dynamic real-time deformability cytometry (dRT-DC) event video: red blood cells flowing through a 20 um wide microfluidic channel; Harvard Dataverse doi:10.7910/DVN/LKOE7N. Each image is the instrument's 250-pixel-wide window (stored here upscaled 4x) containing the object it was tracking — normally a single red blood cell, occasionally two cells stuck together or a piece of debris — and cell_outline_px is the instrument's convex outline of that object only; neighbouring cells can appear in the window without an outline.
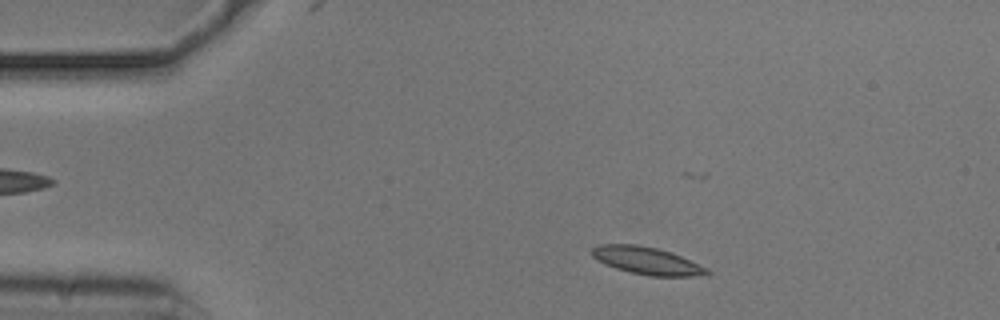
{"species": "common noctule bat (a hibernating species)", "species_latin": "Nyctalus noctula", "temperature_condition": "cold", "stored_images_in_passage": 49, "camera_frame_rate_fps": 3000, "um_per_image_px": 0.085, "animal": {"sex": "male", "body_mass_g": 20.5, "forearm_length_mm": 52.5}, "frame": {"image": 1, "passage_image": 5, "time_ms": 1.333, "image_size_px": [1000, 320], "cell_outline_px": [[712, 272], [708, 276], [648, 276], [616, 268], [596, 260], [592, 256], [592, 248], [600, 244], [636, 244], [656, 248], [680, 256], [708, 268]], "centroid_in_image_um": [55.01, 22.17], "position_along_channel_um": 30.0, "area_um2": 18.32}}
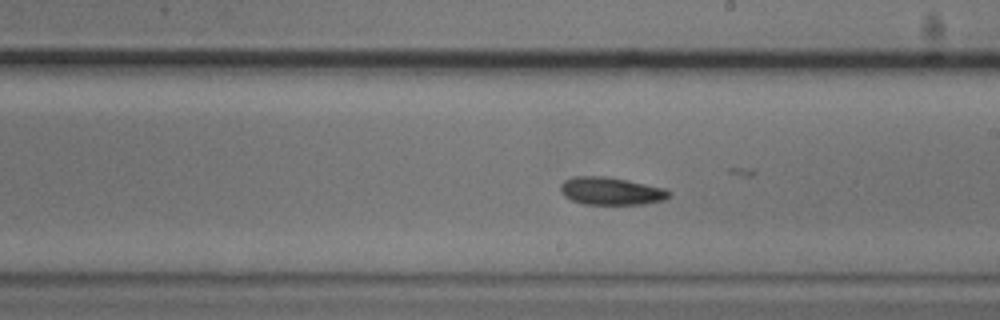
{"frame": {"image": 2, "passage_image": 26, "time_ms": 8.333, "image_size_px": [1000, 320], "cell_outline_px": [[672, 192], [664, 200], [644, 204], [584, 204], [572, 200], [564, 196], [560, 192], [560, 184], [564, 180], [572, 176], [608, 176], [628, 180], [664, 188]], "centroid_in_image_um": [51.91, 16.23], "position_along_channel_um": 237.1, "area_um2": 17.63}}
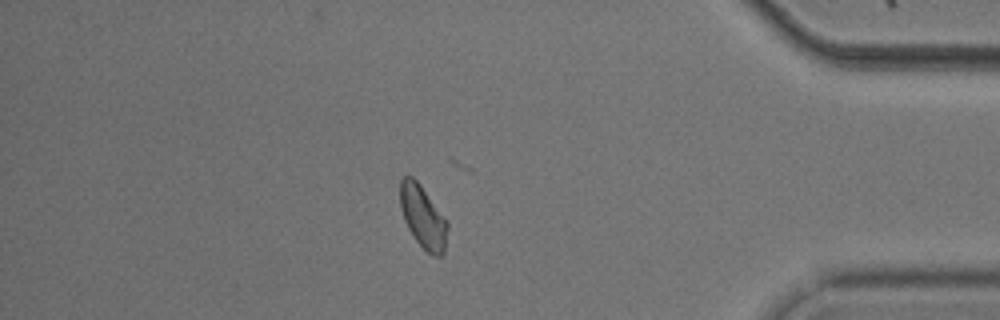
{"frame": {"image": 3, "passage_image": 42, "time_ms": 13.667, "image_size_px": [1000, 320], "cell_outline_px": [[448, 228], [444, 252], [440, 256], [432, 256], [416, 240], [408, 228], [404, 220], [400, 208], [400, 180], [404, 176], [412, 176], [420, 184], [448, 220]], "centroid_in_image_um": [35.96, 18.42], "position_along_channel_um": 399.2, "area_um2": 17.34}, "authors_computed_cell_mechanics": {"area_um2": 17.5134, "velocity_mm_per_s": 3.7048, "shape_relaxation_time_tau1_ms": null, "shape_relaxation_time_tau2_ms": 3.9703, "deformation_change_tau1": null, "deformation_change_tau2": 0.085}}